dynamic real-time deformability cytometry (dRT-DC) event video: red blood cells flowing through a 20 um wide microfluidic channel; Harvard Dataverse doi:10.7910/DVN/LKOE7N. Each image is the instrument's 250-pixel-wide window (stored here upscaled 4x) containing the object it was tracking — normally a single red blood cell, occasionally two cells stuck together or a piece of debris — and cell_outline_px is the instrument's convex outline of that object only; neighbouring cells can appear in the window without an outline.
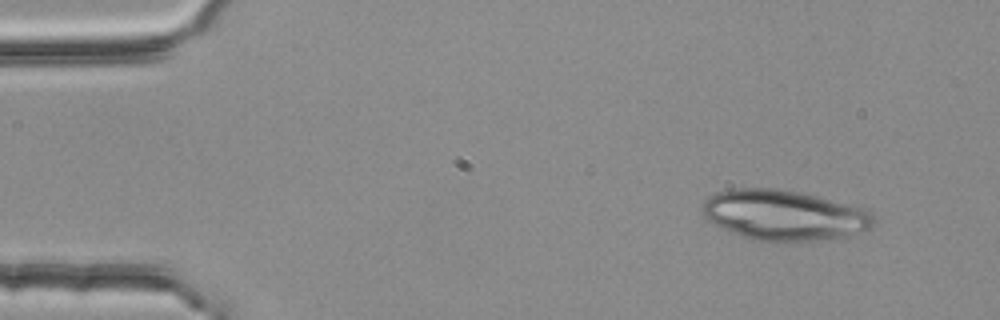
{"species": "common noctule bat (a hibernating species)", "species_latin": "Nyctalus noctula", "temperature_condition": "room temperature", "stored_images_in_passage": 3, "camera_frame_rate_fps": 3000, "um_per_image_px": 0.085, "animal": {"sex": "female", "body_mass_g": 25.1}, "frame": {"image": 1, "passage_image": 1, "time_ms": 0.0, "image_size_px": [1000, 320], "cell_outline_px": [[876, 220], [872, 228], [848, 236], [812, 240], [752, 240], [740, 236], [708, 220], [704, 216], [700, 208], [704, 200], [716, 192], [732, 188], [772, 188], [796, 192], [864, 208]], "centroid_in_image_um": [66.6, 18.28], "position_along_channel_um": 18.4, "area_um2": 49.48}}